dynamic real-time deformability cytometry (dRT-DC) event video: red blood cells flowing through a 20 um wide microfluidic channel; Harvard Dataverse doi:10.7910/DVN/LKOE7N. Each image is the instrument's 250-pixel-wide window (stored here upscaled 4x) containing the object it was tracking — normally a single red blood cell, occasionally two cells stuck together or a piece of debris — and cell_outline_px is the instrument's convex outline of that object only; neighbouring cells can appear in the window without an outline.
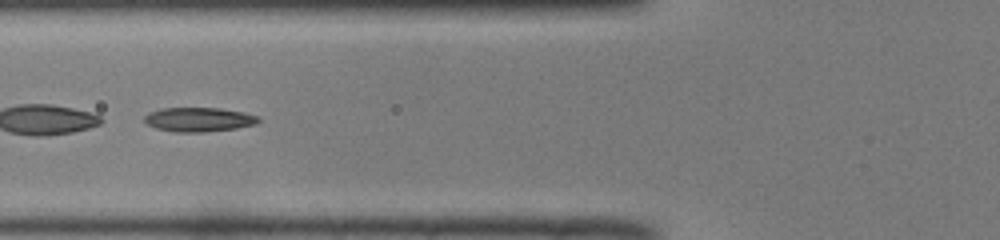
{"species": "common noctule bat (a hibernating species)", "species_latin": "Nyctalus noctula", "temperature_condition": "room temperature", "stored_images_in_passage": 50, "segment_of_instrument_passage": [2, 2], "camera_frame_rate_fps": 3000, "um_per_image_px": 0.085, "animal": {"sex": "male", "body_mass_g": 19.0, "forearm_length_mm": 50.8}, "frame": {"image": 1, "passage_image": 20, "time_ms": 6.333, "image_size_px": [1000, 240], "cell_outline_px": [[260, 120], [256, 124], [236, 128], [204, 132], [172, 132], [156, 128], [144, 124], [144, 116], [148, 112], [164, 108], [220, 108], [244, 112], [260, 116]], "centroid_in_image_um": [16.88, 10.16], "position_along_channel_um": 108.9, "area_um2": 16.3}}